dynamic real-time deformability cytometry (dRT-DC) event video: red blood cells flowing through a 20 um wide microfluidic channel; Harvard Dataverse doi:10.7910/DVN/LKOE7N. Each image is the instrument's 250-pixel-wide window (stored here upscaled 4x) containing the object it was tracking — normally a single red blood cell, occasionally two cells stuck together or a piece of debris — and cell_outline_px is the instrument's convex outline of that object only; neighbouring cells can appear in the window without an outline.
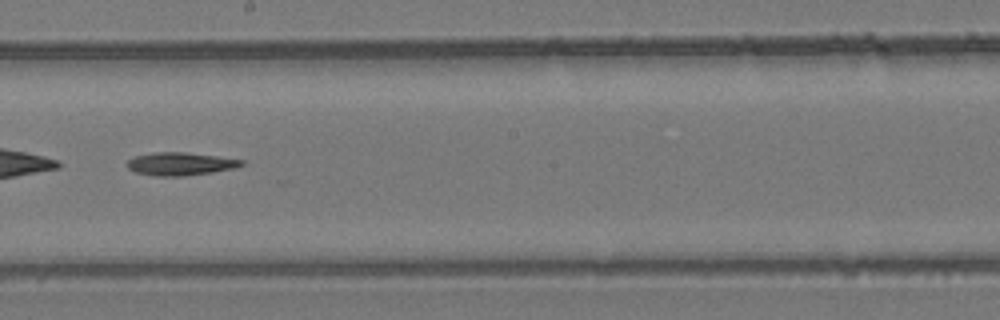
{"species": "common noctule bat (a hibernating species)", "species_latin": "Nyctalus noctula", "temperature_condition": "room temperature", "stored_images_in_passage": 46, "camera_frame_rate_fps": 3000, "um_per_image_px": 0.085, "animal": {"sex": "female", "body_mass_g": 24.6, "forearm_length_mm": 56.2}, "frame": {"image": 1, "passage_image": 27, "time_ms": 8.667, "image_size_px": [1000, 320], "cell_outline_px": [[244, 164], [236, 168], [212, 172], [184, 176], [156, 176], [136, 172], [128, 168], [124, 164], [128, 160], [136, 156], [152, 152], [184, 152], [216, 156], [244, 160]], "centroid_in_image_um": [15.31, 13.93], "position_along_channel_um": 232.9, "area_um2": 15.32}}